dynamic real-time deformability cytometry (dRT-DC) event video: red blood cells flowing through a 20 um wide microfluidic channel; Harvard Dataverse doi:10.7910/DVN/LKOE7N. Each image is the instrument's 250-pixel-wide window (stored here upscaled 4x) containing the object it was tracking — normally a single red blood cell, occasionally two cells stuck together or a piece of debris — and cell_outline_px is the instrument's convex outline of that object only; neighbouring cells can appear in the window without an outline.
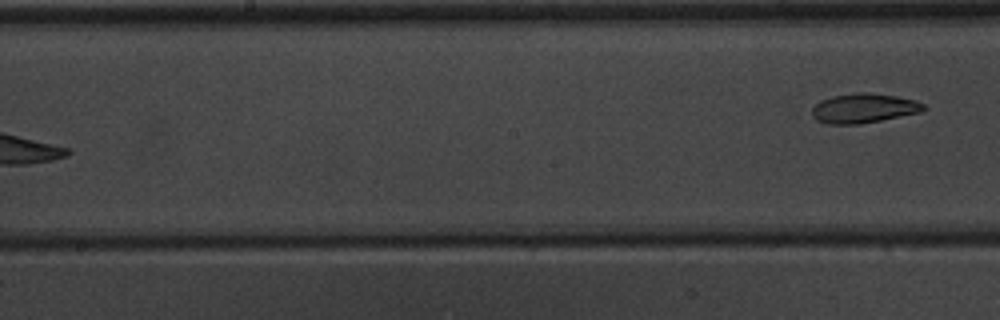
{"species": "common noctule bat (a hibernating species)", "species_latin": "Nyctalus noctula", "temperature_condition": "warm", "stored_images_in_passage": 9, "segment_of_instrument_passage": [2, 2], "camera_frame_rate_fps": 3000, "um_per_image_px": 0.085, "animal": {"sex": "male", "body_mass_g": 20.1, "forearm_length_mm": 53.5}, "frame": {"image": 1, "passage_image": 9, "time_ms": 9.667, "image_size_px": [1000, 320], "cell_outline_px": [[928, 108], [920, 112], [860, 124], [828, 124], [816, 120], [812, 116], [812, 108], [820, 100], [832, 96], [860, 92], [868, 92], [896, 96], [916, 100], [924, 104]], "centroid_in_image_um": [73.41, 9.19], "position_along_channel_um": 174.8, "area_um2": 19.19}}